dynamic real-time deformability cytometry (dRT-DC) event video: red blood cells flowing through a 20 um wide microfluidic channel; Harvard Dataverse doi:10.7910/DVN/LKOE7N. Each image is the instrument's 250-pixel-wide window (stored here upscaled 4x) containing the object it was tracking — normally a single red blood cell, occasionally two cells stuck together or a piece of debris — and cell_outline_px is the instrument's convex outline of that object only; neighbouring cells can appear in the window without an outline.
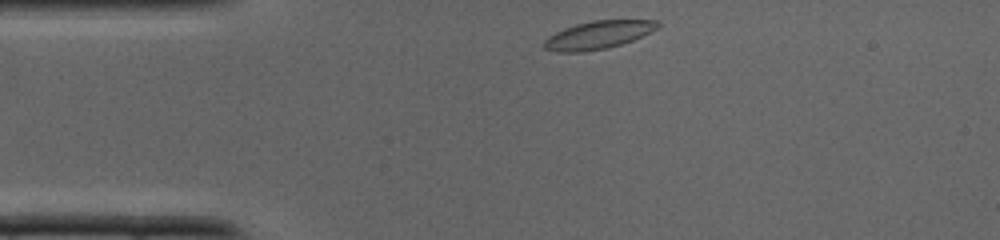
{"species": "common noctule bat (a hibernating species)", "species_latin": "Nyctalus noctula", "temperature_condition": "cold", "stored_images_in_passage": 26, "camera_frame_rate_fps": 3000, "um_per_image_px": 0.085, "animal": {"sex": "male", "body_mass_g": 19.0, "forearm_length_mm": 50.8}, "frame": {"image": 1, "passage_image": 1, "time_ms": 0.0, "image_size_px": [1000, 240], "cell_outline_px": [[660, 24], [656, 28], [632, 40], [620, 44], [604, 48], [584, 52], [556, 52], [544, 48], [544, 40], [548, 36], [564, 28], [576, 24], [592, 20], [656, 20]], "centroid_in_image_um": [50.78, 2.97], "position_along_channel_um": 34.2, "area_um2": 18.21}}
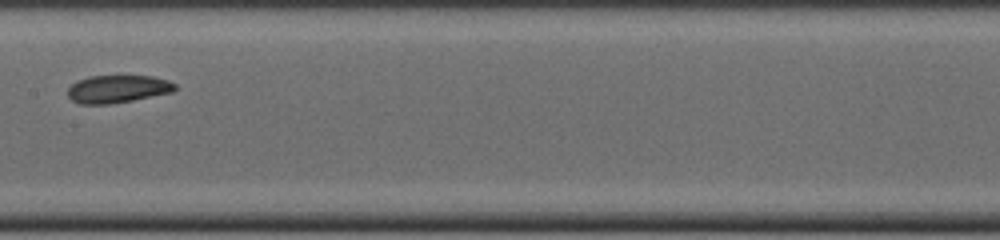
{"frame": {"image": 2, "passage_image": 12, "time_ms": 3.667, "image_size_px": [1000, 240], "cell_outline_px": [[176, 88], [172, 92], [132, 100], [108, 104], [80, 104], [72, 100], [68, 96], [68, 88], [76, 80], [88, 76], [152, 76], [168, 80], [176, 84]], "centroid_in_image_um": [9.97, 7.55], "position_along_channel_um": 197.4, "area_um2": 17.28}}
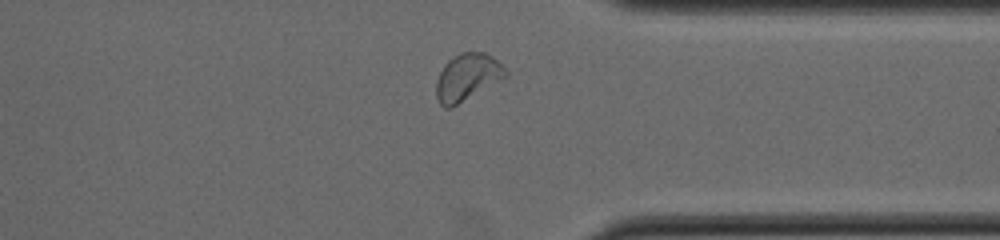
{"frame": {"image": 3, "passage_image": 22, "time_ms": 7.0, "image_size_px": [1000, 240], "cell_outline_px": [[508, 76], [452, 108], [444, 108], [440, 104], [436, 96], [436, 80], [444, 64], [448, 60], [460, 52], [484, 52], [492, 56], [508, 72]], "centroid_in_image_um": [39.7, 6.57], "position_along_channel_um": 371.7, "area_um2": 19.07}}